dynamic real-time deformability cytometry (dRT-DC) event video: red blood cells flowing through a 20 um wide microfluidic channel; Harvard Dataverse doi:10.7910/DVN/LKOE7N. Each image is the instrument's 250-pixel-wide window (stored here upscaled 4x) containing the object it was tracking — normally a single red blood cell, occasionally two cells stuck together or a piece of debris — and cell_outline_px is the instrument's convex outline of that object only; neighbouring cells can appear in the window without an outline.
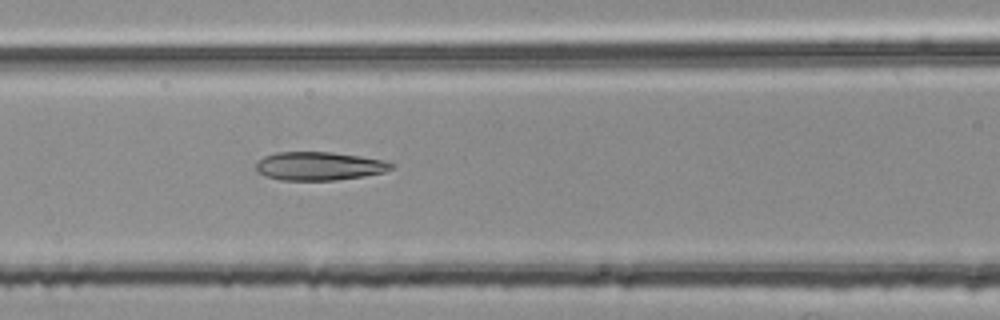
{"species": "common noctule bat (a hibernating species)", "species_latin": "Nyctalus noctula", "temperature_condition": "room temperature", "stored_images_in_passage": 54, "camera_frame_rate_fps": 3000, "um_per_image_px": 0.085, "animal": {"sex": "female", "body_mass_g": 25.1}, "frame": {"image": 1, "passage_image": 23, "time_ms": 7.333, "image_size_px": [1000, 320], "cell_outline_px": [[392, 168], [384, 172], [364, 176], [336, 180], [280, 180], [264, 176], [256, 168], [256, 164], [264, 156], [276, 152], [332, 152], [360, 156], [380, 160], [392, 164]], "centroid_in_image_um": [27.09, 14.12], "position_along_channel_um": 139.5, "area_um2": 22.2}}
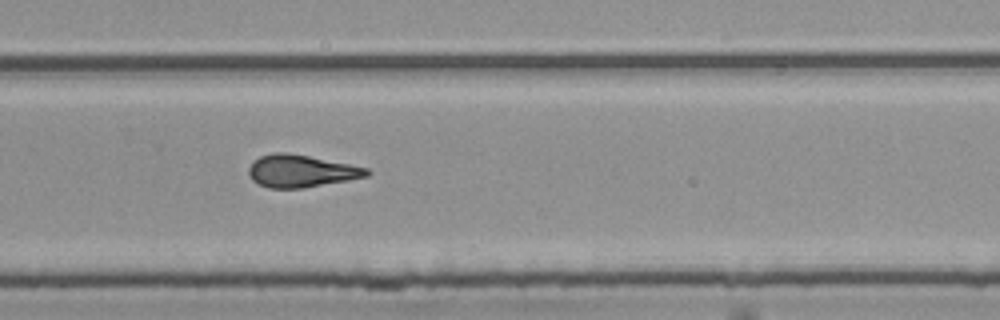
{"frame": {"image": 2, "passage_image": 36, "time_ms": 11.667, "image_size_px": [1000, 320], "cell_outline_px": [[372, 172], [368, 176], [348, 180], [300, 188], [268, 188], [252, 180], [248, 176], [248, 168], [260, 156], [272, 152], [288, 152], [368, 168]], "centroid_in_image_um": [25.57, 14.53], "position_along_channel_um": 304.2, "area_um2": 22.08}}
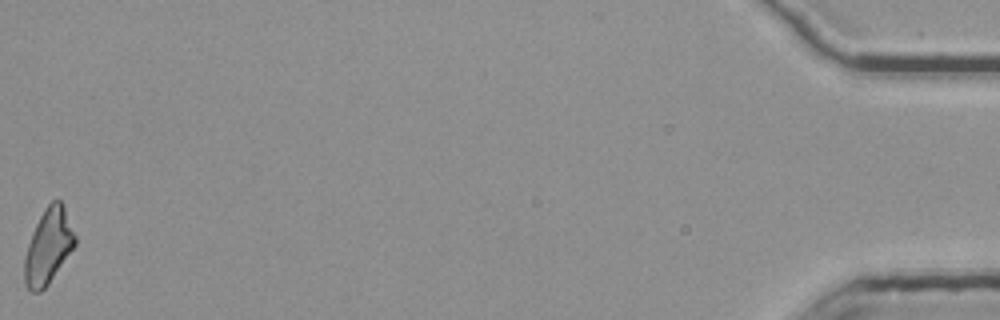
{"frame": {"image": 3, "passage_image": 54, "time_ms": 17.667, "image_size_px": [1000, 320], "cell_outline_px": [[76, 244], [48, 284], [40, 292], [32, 292], [24, 284], [24, 260], [28, 244], [32, 232], [44, 208], [52, 200], [60, 200], [64, 204], [76, 236]], "centroid_in_image_um": [4.11, 20.92], "position_along_channel_um": 431.1, "area_um2": 22.08}, "authors_computed_cell_mechanics": {"area_um2": 22.1952, "velocity_mm_per_s": 3.8123, "shape_relaxation_time_tau1_ms": 9.9258, "shape_relaxation_time_tau2_ms": 2.7073, "deformation_change_tau1": 0.2684, "deformation_change_tau2": 0.1344}}